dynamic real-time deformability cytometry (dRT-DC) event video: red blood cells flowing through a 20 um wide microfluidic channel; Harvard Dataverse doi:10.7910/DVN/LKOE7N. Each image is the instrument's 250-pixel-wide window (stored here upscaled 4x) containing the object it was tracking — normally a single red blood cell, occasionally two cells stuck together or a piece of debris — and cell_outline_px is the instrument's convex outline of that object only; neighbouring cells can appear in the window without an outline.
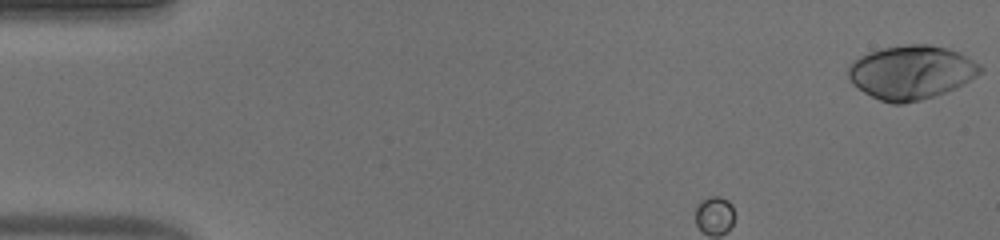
{"species": "human", "species_latin": "Homo sapiens", "temperature_condition": "warm", "stored_images_in_passage": 48, "camera_frame_rate_fps": 3000, "um_per_image_px": 0.085, "donor": {"sex": "male"}, "frame": {"image": 1, "passage_image": 1, "time_ms": 0.0, "image_size_px": [1000, 240], "cell_outline_px": [[984, 68], [976, 76], [956, 88], [936, 96], [904, 104], [892, 104], [880, 100], [864, 92], [852, 84], [848, 76], [848, 64], [852, 60], [868, 52], [880, 48], [908, 44], [928, 44], [948, 48], [960, 52], [980, 64]], "centroid_in_image_um": [77.45, 6.14], "position_along_channel_um": 7.6, "area_um2": 41.79}}
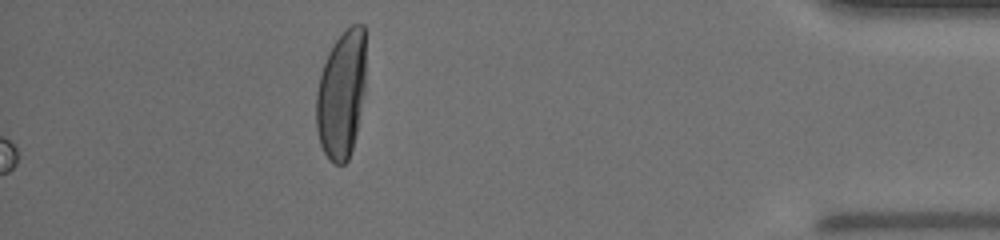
{"frame": {"image": 2, "passage_image": 48, "time_ms": 15.667, "image_size_px": [1000, 240], "cell_outline_px": [[364, 92], [356, 132], [352, 148], [348, 160], [344, 164], [336, 164], [324, 152], [320, 144], [316, 128], [316, 92], [320, 76], [328, 52], [332, 44], [352, 24], [364, 24]], "centroid_in_image_um": [29.0, 8.03], "position_along_channel_um": 406.2, "area_um2": 36.53}}